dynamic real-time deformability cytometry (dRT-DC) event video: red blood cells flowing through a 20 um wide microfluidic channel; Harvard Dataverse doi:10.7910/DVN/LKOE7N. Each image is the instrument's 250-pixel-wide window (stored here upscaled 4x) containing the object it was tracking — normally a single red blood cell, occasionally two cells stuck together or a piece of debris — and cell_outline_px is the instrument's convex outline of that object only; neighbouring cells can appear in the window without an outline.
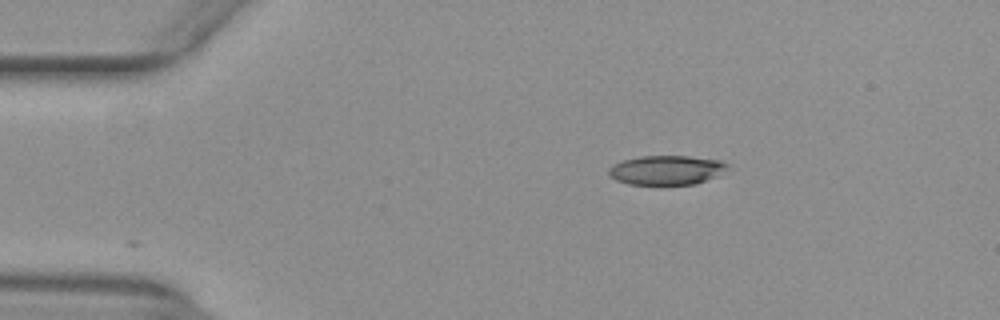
{"species": "common noctule bat (a hibernating species)", "species_latin": "Nyctalus noctula", "temperature_condition": "warm", "stored_images_in_passage": 32, "camera_frame_rate_fps": 3000, "um_per_image_px": 0.085, "animal": {"sex": "female", "body_mass_g": 29.2, "forearm_length_mm": 56.3}, "frame": {"image": 1, "passage_image": 1, "time_ms": 0.0, "image_size_px": [1000, 320], "cell_outline_px": [[732, 164], [716, 176], [696, 184], [628, 184], [616, 180], [608, 176], [608, 168], [620, 160], [640, 156], [688, 156], [720, 160]], "centroid_in_image_um": [56.62, 14.44], "position_along_channel_um": 28.4, "area_um2": 20.4}}
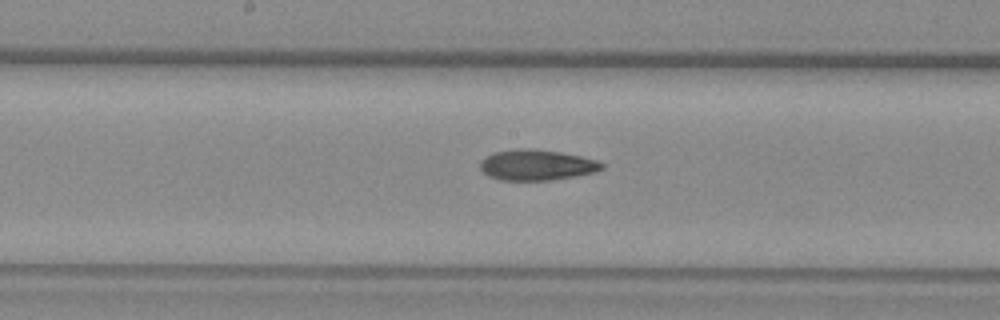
{"frame": {"image": 2, "passage_image": 19, "time_ms": 6.0, "image_size_px": [1000, 320], "cell_outline_px": [[604, 168], [596, 172], [576, 176], [548, 180], [500, 180], [488, 176], [480, 168], [480, 160], [484, 156], [492, 152], [520, 148], [532, 148], [560, 152], [580, 156], [596, 160], [604, 164]], "centroid_in_image_um": [45.59, 14.01], "position_along_channel_um": 202.6, "area_um2": 21.91}}
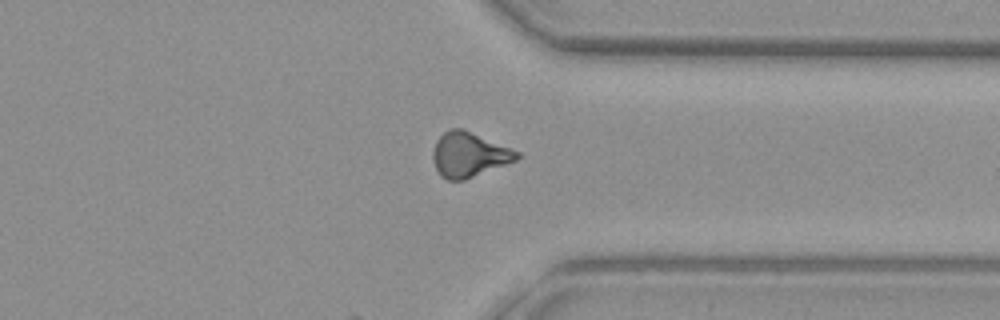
{"frame": {"image": 3, "passage_image": 32, "time_ms": 10.333, "image_size_px": [1000, 320], "cell_outline_px": [[520, 156], [516, 160], [464, 180], [448, 180], [440, 176], [432, 160], [432, 152], [436, 140], [448, 128], [464, 128], [520, 152]], "centroid_in_image_um": [39.83, 13.13], "position_along_channel_um": 371.6, "area_um2": 21.96}, "authors_computed_cell_mechanics": {"area_um2": 21.7906, "velocity_mm_per_s": 3.946, "shape_relaxation_time_tau1_ms": null, "shape_relaxation_time_tau2_ms": 6.1264, "deformation_change_tau1": null, "deformation_change_tau2": 0.1637}}